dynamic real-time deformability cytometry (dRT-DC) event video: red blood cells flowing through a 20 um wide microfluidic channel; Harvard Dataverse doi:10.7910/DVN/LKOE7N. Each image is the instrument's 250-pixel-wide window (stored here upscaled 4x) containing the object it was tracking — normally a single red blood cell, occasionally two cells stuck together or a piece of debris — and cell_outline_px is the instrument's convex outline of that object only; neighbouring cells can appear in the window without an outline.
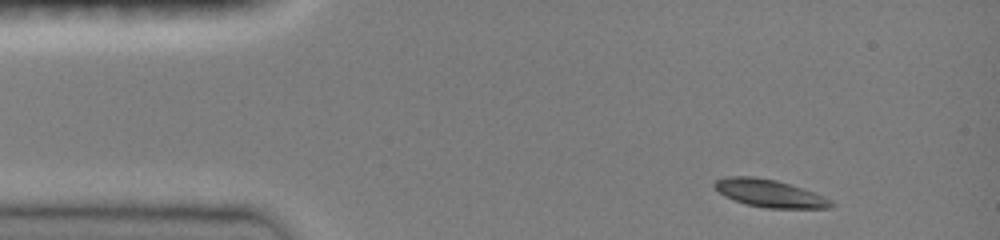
{"species": "common noctule bat (a hibernating species)", "species_latin": "Nyctalus noctula", "temperature_condition": "room temperature", "stored_images_in_passage": 6, "camera_frame_rate_fps": 3000, "um_per_image_px": 0.085, "animal": {"sex": "female", "body_mass_g": 19.0, "forearm_length_mm": 51.5}, "frame": {"image": 1, "passage_image": 1, "time_ms": 0.0, "image_size_px": [1000, 240], "cell_outline_px": [[836, 204], [832, 208], [764, 208], [744, 204], [724, 196], [712, 184], [716, 180], [724, 176], [752, 176], [776, 180], [824, 196], [832, 200]], "centroid_in_image_um": [65.4, 16.44], "position_along_channel_um": 19.6, "area_um2": 18.79}}
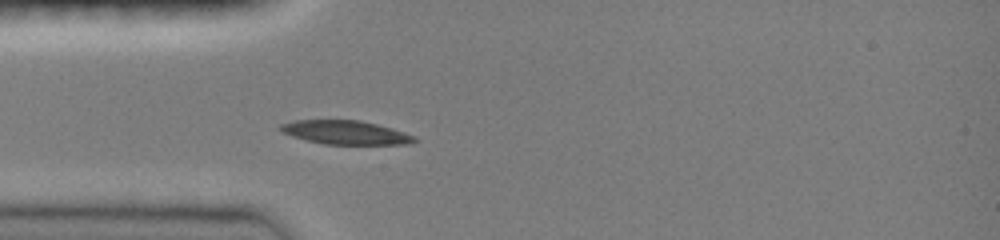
{"frame": {"image": 2, "passage_image": 6, "time_ms": 2.667, "image_size_px": [1000, 240], "cell_outline_px": [[420, 140], [408, 144], [324, 144], [292, 136], [284, 132], [280, 128], [280, 124], [292, 120], [360, 120], [392, 128], [416, 136]], "centroid_in_image_um": [29.42, 11.25], "position_along_channel_um": 55.6, "area_um2": 18.5}}